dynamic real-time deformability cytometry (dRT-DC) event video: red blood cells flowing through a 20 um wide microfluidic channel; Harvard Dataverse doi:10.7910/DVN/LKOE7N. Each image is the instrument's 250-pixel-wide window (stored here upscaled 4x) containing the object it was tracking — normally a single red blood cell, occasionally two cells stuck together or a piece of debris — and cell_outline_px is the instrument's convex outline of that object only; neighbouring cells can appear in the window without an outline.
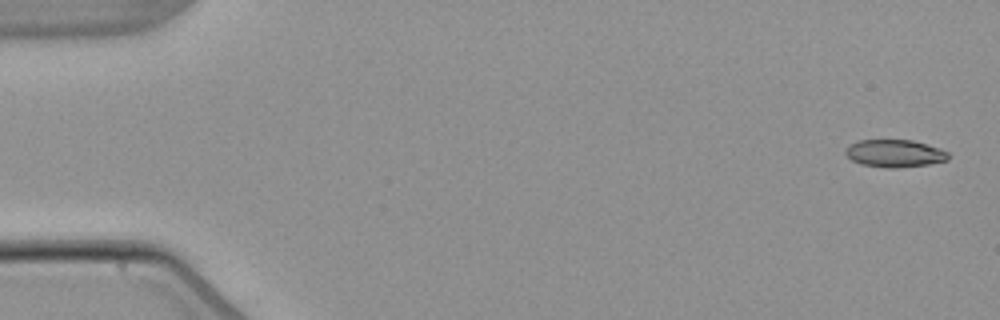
{"species": "common noctule bat (a hibernating species)", "species_latin": "Nyctalus noctula", "temperature_condition": "warm", "stored_images_in_passage": 4, "camera_frame_rate_fps": 3000, "um_per_image_px": 0.085, "animal": {"sex": "male", "body_mass_g": 21.5, "forearm_length_mm": 52.0}, "frame": {"image": 1, "passage_image": 1, "time_ms": 0.0, "image_size_px": [1000, 320], "cell_outline_px": [[948, 160], [928, 164], [900, 168], [884, 168], [860, 164], [852, 160], [844, 152], [848, 144], [860, 140], [912, 140], [940, 148], [948, 152]], "centroid_in_image_um": [76.03, 13.04], "position_along_channel_um": 9.0, "area_um2": 16.59}}
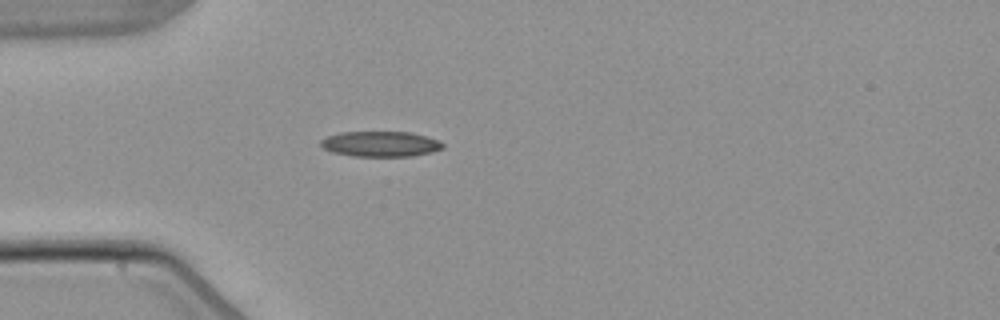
{"frame": {"image": 2, "passage_image": 4, "time_ms": 4.667, "image_size_px": [1000, 320], "cell_outline_px": [[444, 148], [432, 152], [412, 156], [352, 156], [332, 152], [324, 148], [320, 144], [320, 140], [328, 136], [340, 132], [412, 132], [440, 140], [444, 144]], "centroid_in_image_um": [32.37, 12.23], "position_along_channel_um": 52.6, "area_um2": 18.15}}